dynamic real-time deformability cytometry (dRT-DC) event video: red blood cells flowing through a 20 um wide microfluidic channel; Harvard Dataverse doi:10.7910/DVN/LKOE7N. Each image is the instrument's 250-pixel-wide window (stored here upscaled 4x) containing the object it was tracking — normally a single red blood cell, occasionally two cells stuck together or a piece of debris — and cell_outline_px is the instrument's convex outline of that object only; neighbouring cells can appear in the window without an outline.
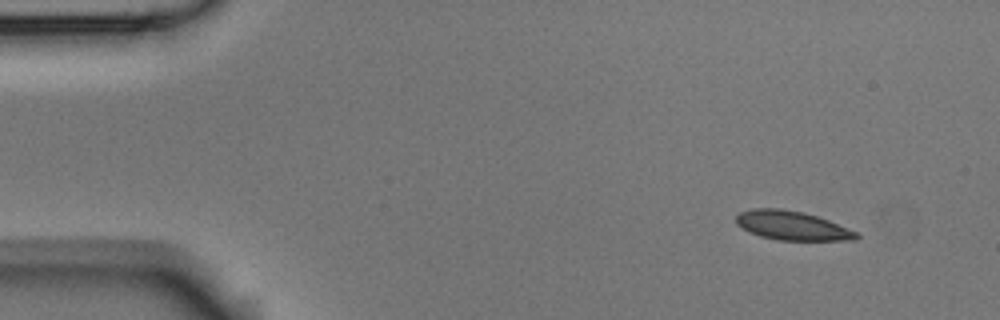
{"species": "Egyptian fruit bat (a non-hibernating species)", "species_latin": "Rousettus aegyptiacus", "temperature_condition": "room temperature", "stored_images_in_passage": 6, "camera_frame_rate_fps": 3000, "um_per_image_px": 0.085, "animal": {"sex": "male"}, "frame": {"image": 1, "passage_image": 2, "time_ms": 0.333, "image_size_px": [1000, 320], "cell_outline_px": [[860, 236], [856, 240], [776, 240], [760, 236], [748, 232], [736, 224], [736, 216], [740, 212], [752, 208], [780, 208], [804, 212], [828, 220], [860, 232]], "centroid_in_image_um": [67.33, 19.17], "position_along_channel_um": 17.7, "area_um2": 20.58}}
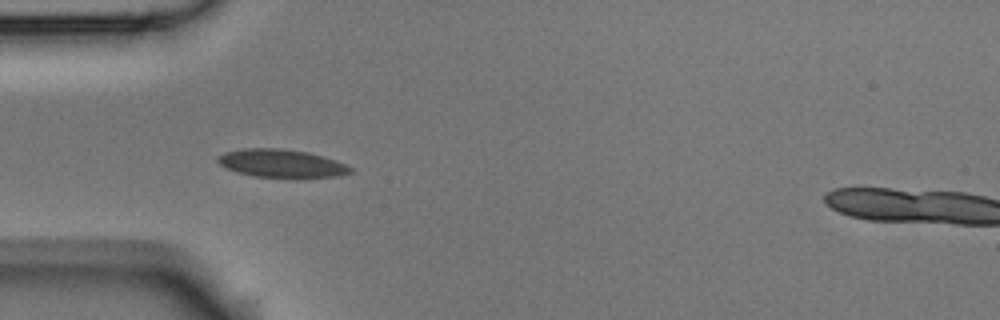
{"frame": {"image": 2, "passage_image": 5, "time_ms": 1.333, "image_size_px": [1000, 320], "cell_outline_px": [[352, 172], [336, 176], [256, 176], [236, 172], [220, 164], [216, 160], [216, 156], [224, 152], [244, 148], [280, 148], [308, 152], [324, 156], [336, 160], [352, 168]], "centroid_in_image_um": [23.87, 13.85], "position_along_channel_um": 61.1, "area_um2": 21.21}}
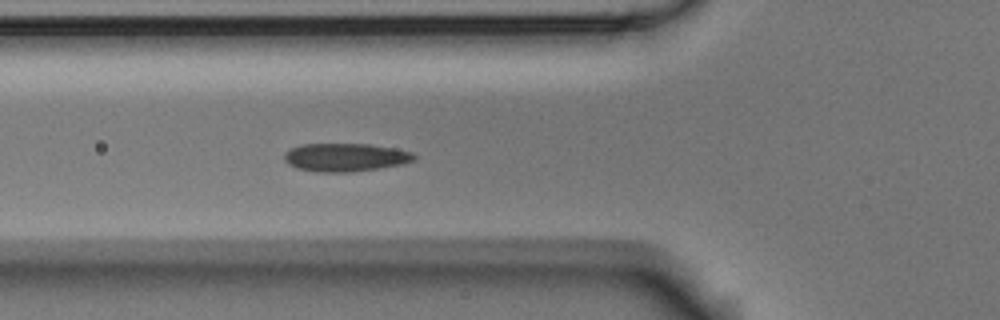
{"frame": {"image": 3, "passage_image": 6, "time_ms": 1.667, "image_size_px": [1000, 320], "cell_outline_px": [[416, 160], [404, 164], [352, 172], [316, 172], [296, 168], [288, 164], [284, 160], [284, 152], [292, 148], [304, 144], [368, 144], [392, 148], [412, 152], [416, 156]], "centroid_in_image_um": [29.35, 13.38], "position_along_channel_um": 96.4, "area_um2": 21.39}}